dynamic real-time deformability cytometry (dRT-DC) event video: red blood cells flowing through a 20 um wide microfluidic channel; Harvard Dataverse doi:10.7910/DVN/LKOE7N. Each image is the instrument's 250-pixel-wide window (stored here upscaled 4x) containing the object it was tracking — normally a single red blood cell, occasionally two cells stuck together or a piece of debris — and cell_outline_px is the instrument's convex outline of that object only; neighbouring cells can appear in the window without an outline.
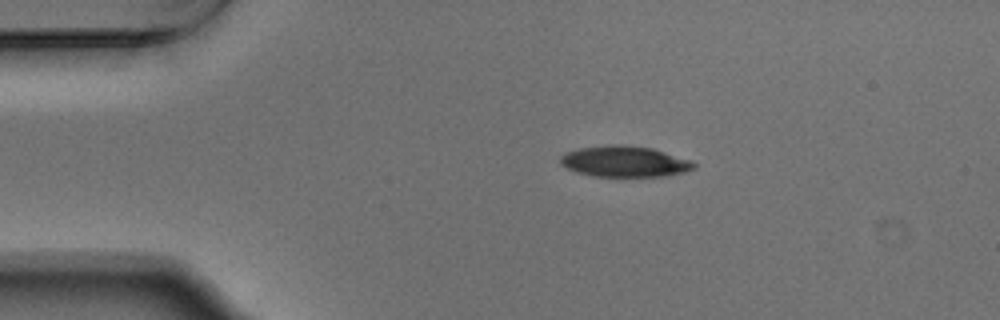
{"species": "Egyptian fruit bat (a non-hibernating species)", "species_latin": "Rousettus aegyptiacus", "temperature_condition": "warm", "stored_images_in_passage": 44, "camera_frame_rate_fps": 3000, "um_per_image_px": 0.085, "animal": {"sex": "male"}, "frame": {"image": 1, "passage_image": 1, "time_ms": 0.0, "image_size_px": [1000, 320], "cell_outline_px": [[696, 168], [684, 172], [664, 176], [592, 176], [576, 172], [560, 164], [560, 156], [564, 152], [580, 148], [608, 144], [624, 144], [652, 148], [692, 160], [696, 164]], "centroid_in_image_um": [53.09, 13.71], "position_along_channel_um": 31.9, "area_um2": 24.28}}
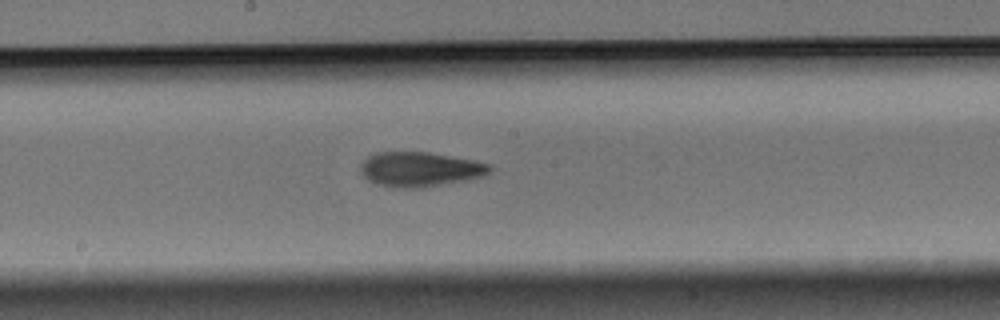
{"frame": {"image": 2, "passage_image": 19, "time_ms": 6.0, "image_size_px": [1000, 320], "cell_outline_px": [[492, 172], [484, 176], [464, 180], [420, 188], [400, 188], [380, 184], [368, 180], [360, 172], [360, 164], [368, 156], [376, 152], [428, 152], [472, 160], [492, 164]], "centroid_in_image_um": [35.7, 14.38], "position_along_channel_um": 212.5, "area_um2": 26.01}}
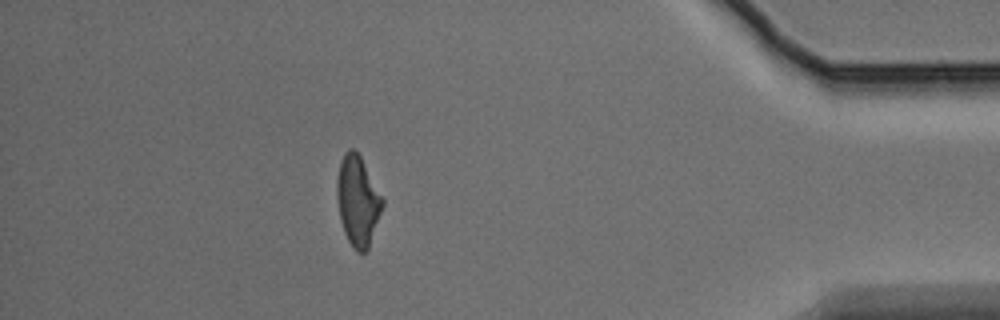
{"frame": {"image": 3, "passage_image": 38, "time_ms": 12.333, "image_size_px": [1000, 320], "cell_outline_px": [[384, 204], [368, 248], [364, 252], [356, 252], [352, 248], [344, 232], [340, 220], [336, 196], [336, 180], [340, 160], [344, 152], [348, 148], [352, 148], [360, 156], [384, 200]], "centroid_in_image_um": [30.38, 17.06], "position_along_channel_um": 404.8, "area_um2": 23.87}, "authors_computed_cell_mechanics": {"area_um2": 24.7673, "velocity_mm_per_s": 3.7594, "shape_relaxation_time_tau1_ms": 4.0149, "shape_relaxation_time_tau2_ms": 3.01, "deformation_change_tau1": 0.1706, "deformation_change_tau2": 0.0991}}